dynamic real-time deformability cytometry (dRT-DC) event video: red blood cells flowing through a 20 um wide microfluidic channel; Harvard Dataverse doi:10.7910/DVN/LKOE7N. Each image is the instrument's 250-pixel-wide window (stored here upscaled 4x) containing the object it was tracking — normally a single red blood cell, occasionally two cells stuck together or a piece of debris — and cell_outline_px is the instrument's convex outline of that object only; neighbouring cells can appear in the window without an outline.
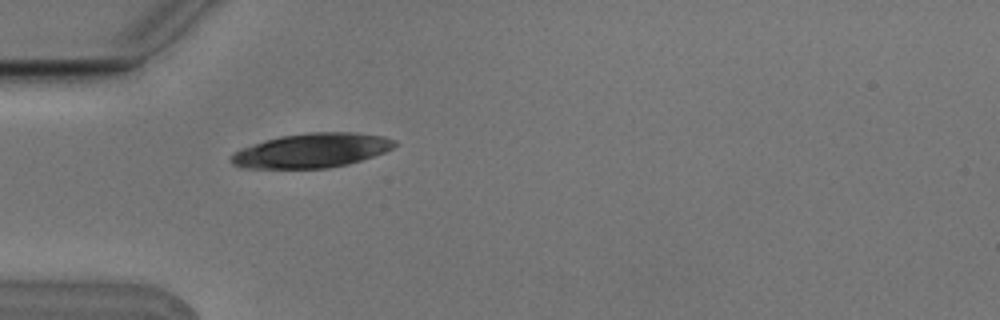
{"species": "Egyptian fruit bat (a non-hibernating species)", "species_latin": "Rousettus aegyptiacus", "temperature_condition": "cold", "stored_images_in_passage": 1, "camera_frame_rate_fps": 3000, "um_per_image_px": 0.085, "animal": {"sex": "male"}, "frame": {"image": 1, "passage_image": 1, "time_ms": 0.0, "image_size_px": [1000, 320], "cell_outline_px": [[396, 144], [392, 148], [384, 152], [348, 164], [328, 168], [244, 168], [232, 164], [228, 160], [236, 152], [244, 148], [268, 140], [284, 136], [308, 132], [356, 132], [384, 136], [396, 140]], "centroid_in_image_um": [26.55, 12.79], "position_along_channel_um": 58.5, "area_um2": 32.31}}